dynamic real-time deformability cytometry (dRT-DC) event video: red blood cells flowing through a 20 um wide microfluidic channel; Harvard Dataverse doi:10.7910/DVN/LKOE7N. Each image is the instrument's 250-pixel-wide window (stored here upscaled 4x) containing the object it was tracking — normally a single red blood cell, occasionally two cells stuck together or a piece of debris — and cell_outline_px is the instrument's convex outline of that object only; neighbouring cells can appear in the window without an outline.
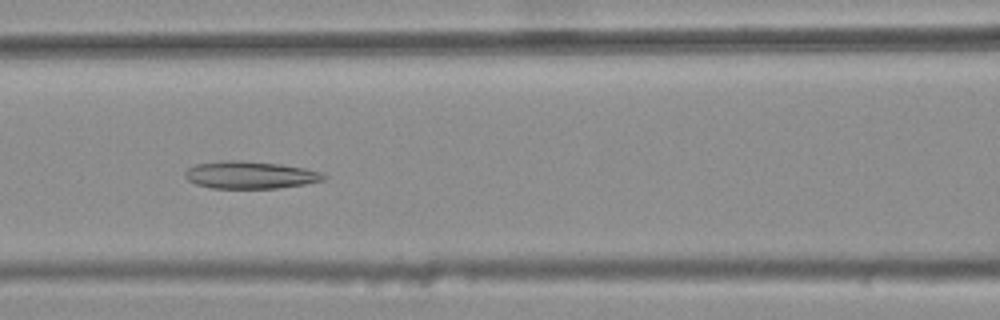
{"species": "common noctule bat (a hibernating species)", "species_latin": "Nyctalus noctula", "temperature_condition": "warm", "stored_images_in_passage": 30, "camera_frame_rate_fps": 3000, "um_per_image_px": 0.085, "animal": {"sex": "female", "body_mass_g": 25.1}, "frame": {"image": 1, "passage_image": 8, "time_ms": 2.333, "image_size_px": [1000, 320], "cell_outline_px": [[328, 176], [324, 180], [304, 184], [276, 188], [212, 188], [196, 184], [188, 180], [184, 176], [184, 172], [188, 168], [196, 164], [228, 160], [240, 160], [280, 164], [304, 168], [320, 172]], "centroid_in_image_um": [21.25, 14.87], "position_along_channel_um": 145.3, "area_um2": 22.02}}
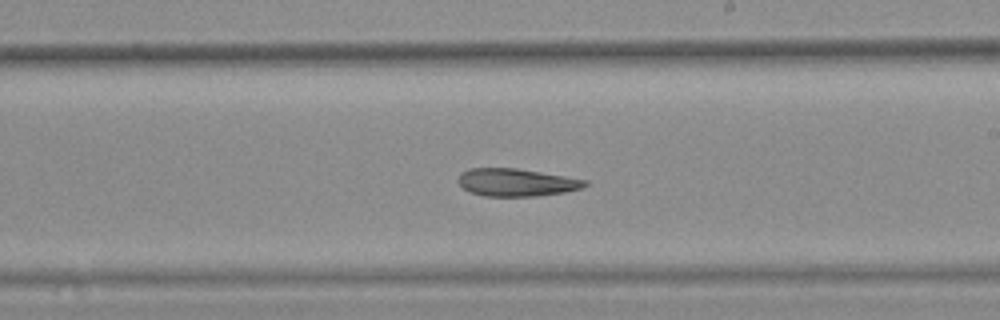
{"frame": {"image": 2, "passage_image": 16, "time_ms": 5.0, "image_size_px": [1000, 320], "cell_outline_px": [[588, 184], [584, 188], [564, 192], [536, 196], [484, 196], [468, 192], [460, 184], [460, 172], [468, 168], [516, 168], [588, 180]], "centroid_in_image_um": [43.9, 15.5], "position_along_channel_um": 245.1, "area_um2": 20.4}}
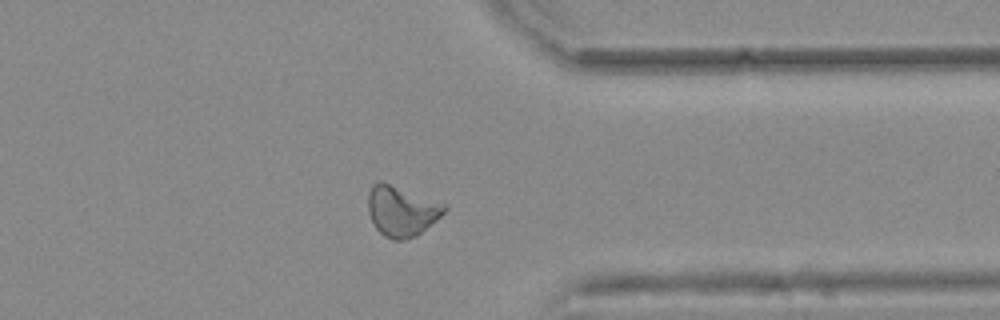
{"frame": {"image": 3, "passage_image": 27, "time_ms": 8.667, "image_size_px": [1000, 320], "cell_outline_px": [[448, 208], [436, 220], [416, 236], [408, 240], [392, 240], [384, 236], [376, 228], [368, 212], [368, 192], [372, 184], [380, 180], [448, 204]], "centroid_in_image_um": [34.14, 17.93], "position_along_channel_um": 377.3, "area_um2": 22.6}, "authors_computed_cell_mechanics": {"area_um2": 21.4438, "velocity_mm_per_s": 3.7515, "shape_relaxation_time_tau1_ms": null, "shape_relaxation_time_tau2_ms": 8.0453, "deformation_change_tau1": null, "deformation_change_tau2": 0.178}}